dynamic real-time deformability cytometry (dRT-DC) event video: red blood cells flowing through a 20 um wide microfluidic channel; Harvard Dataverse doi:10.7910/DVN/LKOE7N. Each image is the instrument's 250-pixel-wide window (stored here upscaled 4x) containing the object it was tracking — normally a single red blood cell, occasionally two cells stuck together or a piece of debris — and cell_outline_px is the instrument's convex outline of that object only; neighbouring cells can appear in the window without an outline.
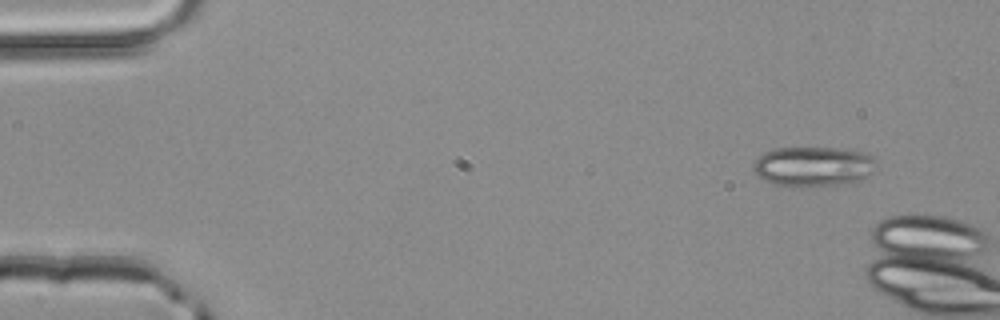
{"species": "common noctule bat (a hibernating species)", "species_latin": "Nyctalus noctula", "temperature_condition": "room temperature", "stored_images_in_passage": 2, "camera_frame_rate_fps": 3000, "um_per_image_px": 0.085, "animal": {"sex": "male", "body_mass_g": 20.4}, "frame": {"image": 1, "passage_image": 1, "time_ms": 0.0, "image_size_px": [1000, 320], "cell_outline_px": [[876, 164], [872, 172], [868, 176], [860, 180], [840, 184], [772, 184], [764, 180], [752, 168], [752, 164], [764, 152], [772, 148], [840, 148], [860, 152], [876, 160]], "centroid_in_image_um": [69.11, 14.11], "position_along_channel_um": 15.9, "area_um2": 27.69}}